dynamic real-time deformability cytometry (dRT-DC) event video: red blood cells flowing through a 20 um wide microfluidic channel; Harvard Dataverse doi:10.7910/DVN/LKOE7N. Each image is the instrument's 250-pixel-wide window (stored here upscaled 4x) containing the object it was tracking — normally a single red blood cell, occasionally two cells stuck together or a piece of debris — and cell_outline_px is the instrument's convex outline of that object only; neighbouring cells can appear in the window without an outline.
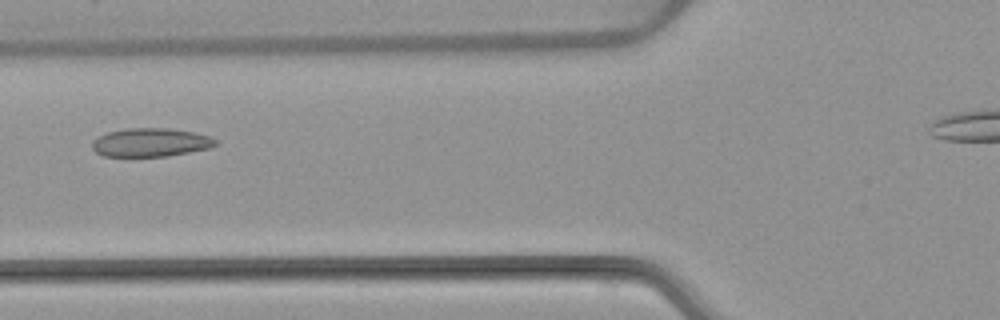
{"species": "common noctule bat (a hibernating species)", "species_latin": "Nyctalus noctula", "temperature_condition": "warm", "stored_images_in_passage": 2, "camera_frame_rate_fps": 3000, "um_per_image_px": 0.085, "animal": {"sex": "female", "body_mass_g": 22.7, "forearm_length_mm": 54.2}, "frame": {"image": 1, "passage_image": 2, "time_ms": 1.0, "image_size_px": [1000, 320], "cell_outline_px": [[216, 144], [208, 148], [168, 156], [104, 156], [96, 152], [92, 148], [92, 140], [108, 132], [124, 128], [168, 128], [196, 132], [208, 136], [216, 140]], "centroid_in_image_um": [12.78, 12.1], "position_along_channel_um": 113.0, "area_um2": 20.4}}